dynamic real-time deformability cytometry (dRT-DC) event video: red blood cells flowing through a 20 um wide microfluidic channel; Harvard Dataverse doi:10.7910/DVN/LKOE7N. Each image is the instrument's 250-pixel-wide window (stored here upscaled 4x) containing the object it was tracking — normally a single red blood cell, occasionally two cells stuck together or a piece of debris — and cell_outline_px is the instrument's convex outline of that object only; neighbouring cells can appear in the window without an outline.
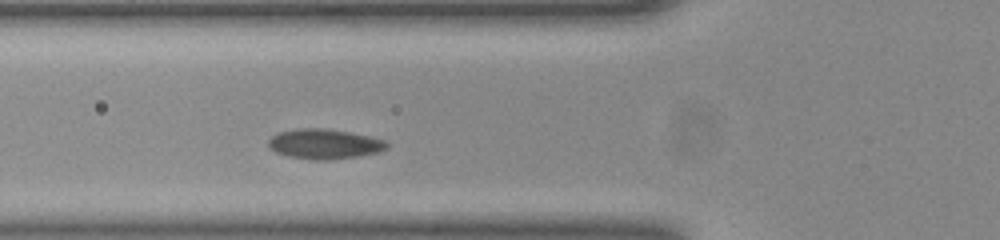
{"species": "common noctule bat (a hibernating species)", "species_latin": "Nyctalus noctula", "temperature_condition": "room temperature", "stored_images_in_passage": 37, "camera_frame_rate_fps": 3000, "um_per_image_px": 0.085, "animal": {"sex": "female", "body_mass_g": 23.0, "forearm_length_mm": 53.4}, "frame": {"image": 1, "passage_image": 8, "time_ms": 2.333, "image_size_px": [1000, 240], "cell_outline_px": [[388, 148], [380, 152], [360, 156], [328, 160], [316, 160], [288, 156], [276, 152], [268, 144], [268, 140], [272, 136], [280, 132], [296, 128], [324, 128], [348, 132], [368, 136], [384, 140], [388, 144]], "centroid_in_image_um": [27.59, 12.24], "position_along_channel_um": 98.2, "area_um2": 20.58}}
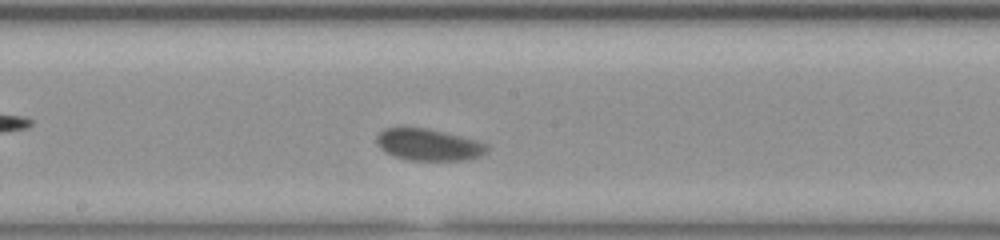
{"frame": {"image": 2, "passage_image": 17, "time_ms": 5.333, "image_size_px": [1000, 240], "cell_outline_px": [[488, 148], [480, 156], [464, 160], [408, 160], [396, 156], [380, 148], [376, 140], [376, 136], [384, 128], [428, 128], [460, 136], [484, 144]], "centroid_in_image_um": [36.38, 12.3], "position_along_channel_um": 211.8, "area_um2": 19.88}}
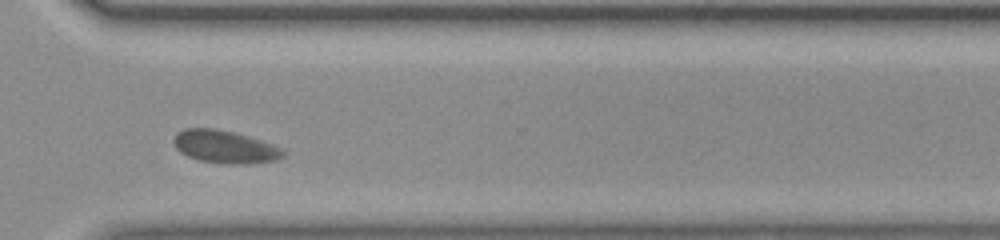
{"frame": {"image": 3, "passage_image": 28, "time_ms": 9.0, "image_size_px": [1000, 240], "cell_outline_px": [[284, 156], [276, 160], [248, 164], [220, 164], [200, 160], [188, 156], [180, 152], [176, 148], [172, 140], [176, 132], [184, 128], [212, 128], [232, 132], [248, 136], [284, 148]], "centroid_in_image_um": [19.1, 12.48], "position_along_channel_um": 351.5, "area_um2": 21.04}, "authors_computed_cell_mechanics": {"area_um2": 20.4034, "velocity_mm_per_s": 3.7907, "shape_relaxation_time_tau1_ms": 1.1917, "shape_relaxation_time_tau2_ms": null, "deformation_change_tau1": 0.0453, "deformation_change_tau2": null}}